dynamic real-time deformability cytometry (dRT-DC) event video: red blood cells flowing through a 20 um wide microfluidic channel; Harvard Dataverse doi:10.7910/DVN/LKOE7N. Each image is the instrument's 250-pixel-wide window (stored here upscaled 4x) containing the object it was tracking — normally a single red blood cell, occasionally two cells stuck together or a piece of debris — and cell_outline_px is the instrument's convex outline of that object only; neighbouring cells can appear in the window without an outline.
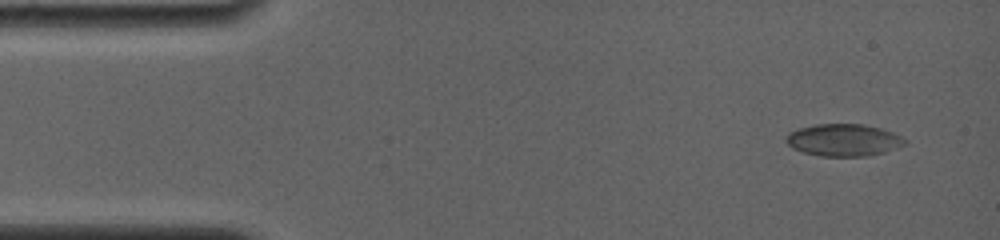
{"species": "common noctule bat (a hibernating species)", "species_latin": "Nyctalus noctula", "temperature_condition": "room temperature", "stored_images_in_passage": 5, "camera_frame_rate_fps": 4000, "um_per_image_px": 0.085, "animal": {"sex": "female", "body_mass_g": 19.0, "forearm_length_mm": 56.7}, "frame": {"image": 1, "passage_image": 1, "time_ms": 0.0, "image_size_px": [1000, 240], "cell_outline_px": [[908, 140], [904, 144], [896, 148], [884, 152], [868, 156], [820, 156], [804, 152], [792, 148], [784, 140], [788, 132], [800, 128], [816, 124], [860, 124], [880, 128], [892, 132]], "centroid_in_image_um": [71.68, 11.9], "position_along_channel_um": 13.3, "area_um2": 22.2}}
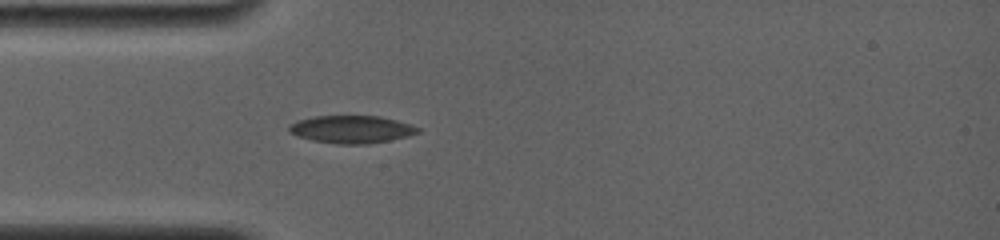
{"frame": {"image": 2, "passage_image": 5, "time_ms": 3.5, "image_size_px": [1000, 240], "cell_outline_px": [[420, 132], [408, 136], [368, 144], [336, 144], [312, 140], [296, 136], [288, 132], [288, 124], [296, 120], [316, 116], [380, 116], [396, 120], [420, 128]], "centroid_in_image_um": [29.82, 10.99], "position_along_channel_um": 55.2, "area_um2": 20.81}}